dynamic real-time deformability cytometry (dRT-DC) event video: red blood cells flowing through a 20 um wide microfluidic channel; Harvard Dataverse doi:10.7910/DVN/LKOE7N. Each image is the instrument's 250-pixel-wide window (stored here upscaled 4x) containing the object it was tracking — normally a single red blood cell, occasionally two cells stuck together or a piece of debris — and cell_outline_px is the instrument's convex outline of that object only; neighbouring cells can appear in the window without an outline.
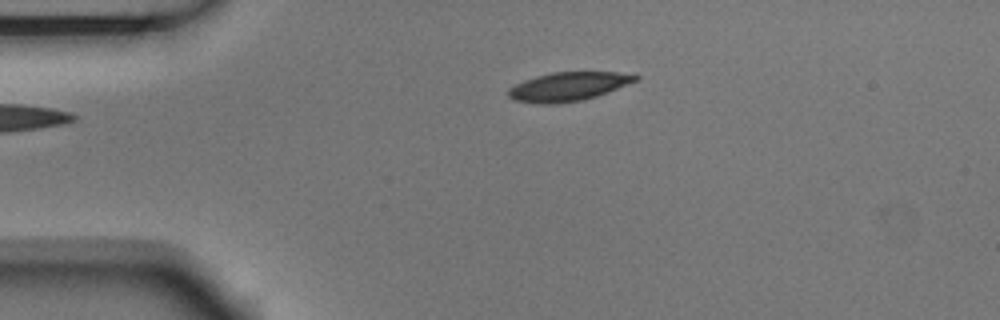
{"species": "Egyptian fruit bat (a non-hibernating species)", "species_latin": "Rousettus aegyptiacus", "temperature_condition": "room temperature", "stored_images_in_passage": 3, "camera_frame_rate_fps": 3000, "um_per_image_px": 0.085, "animal": {"sex": "male"}, "frame": {"image": 1, "passage_image": 3, "time_ms": 0.667, "image_size_px": [1000, 320], "cell_outline_px": [[640, 76], [636, 80], [596, 96], [580, 100], [552, 104], [548, 104], [516, 100], [508, 96], [508, 88], [524, 80], [536, 76], [552, 72], [636, 72]], "centroid_in_image_um": [48.33, 7.33], "position_along_channel_um": 36.7, "area_um2": 21.04}}